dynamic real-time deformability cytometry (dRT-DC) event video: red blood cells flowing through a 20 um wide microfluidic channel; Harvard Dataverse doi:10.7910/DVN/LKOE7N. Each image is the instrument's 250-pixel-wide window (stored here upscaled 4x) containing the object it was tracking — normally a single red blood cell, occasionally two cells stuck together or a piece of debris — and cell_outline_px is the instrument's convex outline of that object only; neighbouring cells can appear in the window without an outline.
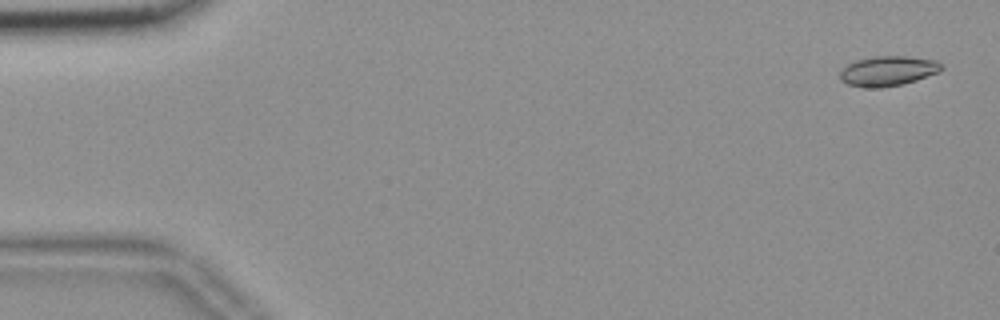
{"species": "common noctule bat (a hibernating species)", "species_latin": "Nyctalus noctula", "temperature_condition": "room temperature", "stored_images_in_passage": 55, "camera_frame_rate_fps": 3000, "um_per_image_px": 0.085, "animal": {"sex": "female", "body_mass_g": 18.4}, "frame": {"image": 1, "passage_image": 2, "time_ms": 0.333, "image_size_px": [1000, 320], "cell_outline_px": [[944, 68], [936, 72], [916, 80], [904, 84], [880, 88], [868, 88], [848, 84], [840, 80], [840, 72], [848, 64], [856, 60], [876, 56], [904, 56], [936, 60], [944, 64]], "centroid_in_image_um": [75.48, 6.03], "position_along_channel_um": 9.5, "area_um2": 17.63}}
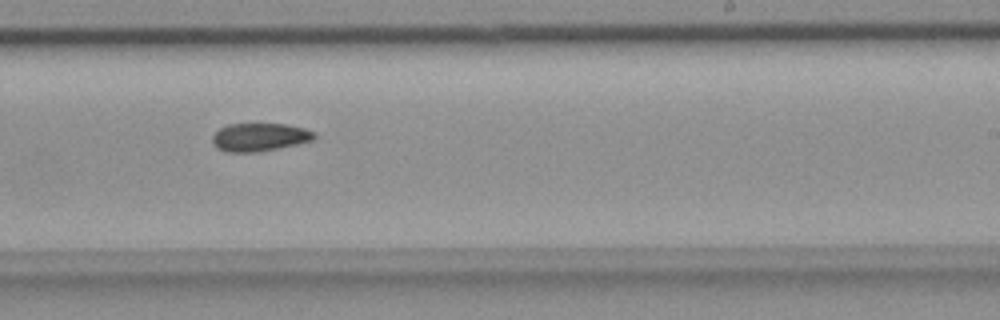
{"frame": {"image": 2, "passage_image": 34, "time_ms": 11.0, "image_size_px": [1000, 320], "cell_outline_px": [[316, 136], [312, 140], [296, 144], [256, 152], [228, 152], [220, 148], [212, 140], [212, 136], [220, 128], [228, 124], [284, 124], [304, 128], [316, 132]], "centroid_in_image_um": [22.09, 11.64], "position_along_channel_um": 266.9, "area_um2": 16.36}}
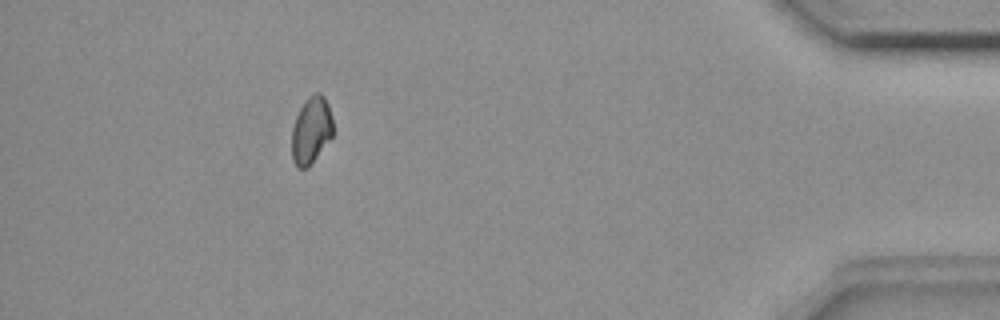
{"frame": {"image": 3, "passage_image": 50, "time_ms": 16.333, "image_size_px": [1000, 320], "cell_outline_px": [[332, 136], [308, 168], [296, 168], [292, 160], [292, 128], [296, 116], [304, 100], [308, 96], [316, 92], [320, 92], [324, 96], [328, 104], [332, 120]], "centroid_in_image_um": [26.43, 11.07], "position_along_channel_um": 408.8, "area_um2": 16.13}}